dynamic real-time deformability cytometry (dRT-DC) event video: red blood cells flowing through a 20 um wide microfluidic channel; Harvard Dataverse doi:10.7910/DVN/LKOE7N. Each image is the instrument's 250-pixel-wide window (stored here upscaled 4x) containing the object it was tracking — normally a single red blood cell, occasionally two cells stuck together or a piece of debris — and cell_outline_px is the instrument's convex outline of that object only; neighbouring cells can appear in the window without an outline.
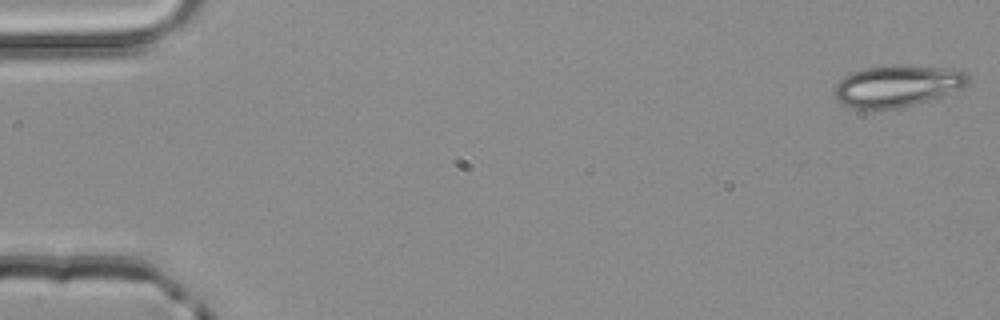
{"species": "common noctule bat (a hibernating species)", "species_latin": "Nyctalus noctula", "temperature_condition": "room temperature", "stored_images_in_passage": 3, "camera_frame_rate_fps": 3000, "um_per_image_px": 0.085, "animal": {"sex": "male", "body_mass_g": 20.4}, "frame": {"image": 1, "passage_image": 1, "time_ms": 0.0, "image_size_px": [1000, 320], "cell_outline_px": [[968, 80], [964, 84], [940, 96], [912, 104], [896, 108], [856, 108], [844, 104], [836, 100], [836, 84], [844, 76], [852, 72], [868, 68], [892, 64], [900, 64], [964, 68], [968, 76]], "centroid_in_image_um": [76.28, 7.25], "position_along_channel_um": 8.7, "area_um2": 32.02}}